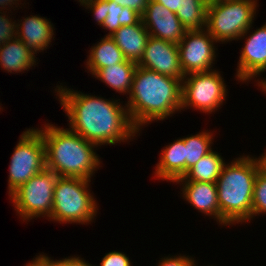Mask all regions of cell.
<instances>
[{
  "label": "cell",
  "mask_w": 266,
  "mask_h": 266,
  "mask_svg": "<svg viewBox=\"0 0 266 266\" xmlns=\"http://www.w3.org/2000/svg\"><path fill=\"white\" fill-rule=\"evenodd\" d=\"M19 2L23 5V7L25 6V2L21 3V0H0V11H11V9H14L15 11V8H18V5H20Z\"/></svg>",
  "instance_id": "d6a6232c"
},
{
  "label": "cell",
  "mask_w": 266,
  "mask_h": 266,
  "mask_svg": "<svg viewBox=\"0 0 266 266\" xmlns=\"http://www.w3.org/2000/svg\"><path fill=\"white\" fill-rule=\"evenodd\" d=\"M80 5L93 13L95 21L100 27L103 26L108 12L106 11L107 0H81Z\"/></svg>",
  "instance_id": "4316f807"
},
{
  "label": "cell",
  "mask_w": 266,
  "mask_h": 266,
  "mask_svg": "<svg viewBox=\"0 0 266 266\" xmlns=\"http://www.w3.org/2000/svg\"><path fill=\"white\" fill-rule=\"evenodd\" d=\"M175 12L186 30H202L206 27V0H155Z\"/></svg>",
  "instance_id": "d6986e66"
},
{
  "label": "cell",
  "mask_w": 266,
  "mask_h": 266,
  "mask_svg": "<svg viewBox=\"0 0 266 266\" xmlns=\"http://www.w3.org/2000/svg\"><path fill=\"white\" fill-rule=\"evenodd\" d=\"M61 84H57L54 92L66 112L72 132L98 147L136 138L139 131L133 126L127 107L120 103V99L85 94Z\"/></svg>",
  "instance_id": "6da1fadb"
},
{
  "label": "cell",
  "mask_w": 266,
  "mask_h": 266,
  "mask_svg": "<svg viewBox=\"0 0 266 266\" xmlns=\"http://www.w3.org/2000/svg\"><path fill=\"white\" fill-rule=\"evenodd\" d=\"M266 214V174L259 171L253 191L252 220L255 216Z\"/></svg>",
  "instance_id": "d4e9b609"
},
{
  "label": "cell",
  "mask_w": 266,
  "mask_h": 266,
  "mask_svg": "<svg viewBox=\"0 0 266 266\" xmlns=\"http://www.w3.org/2000/svg\"><path fill=\"white\" fill-rule=\"evenodd\" d=\"M215 137L210 130H203L195 135L184 136L185 145V174L202 157L211 152L213 140Z\"/></svg>",
  "instance_id": "603a6c76"
},
{
  "label": "cell",
  "mask_w": 266,
  "mask_h": 266,
  "mask_svg": "<svg viewBox=\"0 0 266 266\" xmlns=\"http://www.w3.org/2000/svg\"><path fill=\"white\" fill-rule=\"evenodd\" d=\"M182 81L137 66L126 105L133 126L139 131L149 123L167 120L181 112Z\"/></svg>",
  "instance_id": "7a4b0ae2"
},
{
  "label": "cell",
  "mask_w": 266,
  "mask_h": 266,
  "mask_svg": "<svg viewBox=\"0 0 266 266\" xmlns=\"http://www.w3.org/2000/svg\"><path fill=\"white\" fill-rule=\"evenodd\" d=\"M218 43L206 29L187 30L178 44V53L184 75L213 70Z\"/></svg>",
  "instance_id": "30bf717a"
},
{
  "label": "cell",
  "mask_w": 266,
  "mask_h": 266,
  "mask_svg": "<svg viewBox=\"0 0 266 266\" xmlns=\"http://www.w3.org/2000/svg\"><path fill=\"white\" fill-rule=\"evenodd\" d=\"M6 13L7 11H0V46L17 38V22Z\"/></svg>",
  "instance_id": "484cf974"
},
{
  "label": "cell",
  "mask_w": 266,
  "mask_h": 266,
  "mask_svg": "<svg viewBox=\"0 0 266 266\" xmlns=\"http://www.w3.org/2000/svg\"><path fill=\"white\" fill-rule=\"evenodd\" d=\"M23 18L17 23L18 39L23 41L36 55L52 45L51 40L55 38V28L49 19L39 15H30Z\"/></svg>",
  "instance_id": "5bb4252c"
},
{
  "label": "cell",
  "mask_w": 266,
  "mask_h": 266,
  "mask_svg": "<svg viewBox=\"0 0 266 266\" xmlns=\"http://www.w3.org/2000/svg\"><path fill=\"white\" fill-rule=\"evenodd\" d=\"M256 157L241 155L225 163L216 181L219 225L230 226L252 220L254 183L259 172Z\"/></svg>",
  "instance_id": "277c9868"
},
{
  "label": "cell",
  "mask_w": 266,
  "mask_h": 266,
  "mask_svg": "<svg viewBox=\"0 0 266 266\" xmlns=\"http://www.w3.org/2000/svg\"><path fill=\"white\" fill-rule=\"evenodd\" d=\"M258 0H218L208 3L205 29L221 44L239 37L253 24Z\"/></svg>",
  "instance_id": "8992f818"
},
{
  "label": "cell",
  "mask_w": 266,
  "mask_h": 266,
  "mask_svg": "<svg viewBox=\"0 0 266 266\" xmlns=\"http://www.w3.org/2000/svg\"><path fill=\"white\" fill-rule=\"evenodd\" d=\"M256 159L259 165V170L266 174V150L264 153H262L261 156Z\"/></svg>",
  "instance_id": "836d02e7"
},
{
  "label": "cell",
  "mask_w": 266,
  "mask_h": 266,
  "mask_svg": "<svg viewBox=\"0 0 266 266\" xmlns=\"http://www.w3.org/2000/svg\"><path fill=\"white\" fill-rule=\"evenodd\" d=\"M137 66L181 81L185 76L179 60L178 44L151 36Z\"/></svg>",
  "instance_id": "7c38bea8"
},
{
  "label": "cell",
  "mask_w": 266,
  "mask_h": 266,
  "mask_svg": "<svg viewBox=\"0 0 266 266\" xmlns=\"http://www.w3.org/2000/svg\"><path fill=\"white\" fill-rule=\"evenodd\" d=\"M136 68L137 63L126 60L122 63L101 68L93 76L104 82L112 90L123 93V95H129Z\"/></svg>",
  "instance_id": "44dd1931"
},
{
  "label": "cell",
  "mask_w": 266,
  "mask_h": 266,
  "mask_svg": "<svg viewBox=\"0 0 266 266\" xmlns=\"http://www.w3.org/2000/svg\"><path fill=\"white\" fill-rule=\"evenodd\" d=\"M85 68L94 75L99 69L122 63L127 59L110 36H104L88 52Z\"/></svg>",
  "instance_id": "ffe728a7"
},
{
  "label": "cell",
  "mask_w": 266,
  "mask_h": 266,
  "mask_svg": "<svg viewBox=\"0 0 266 266\" xmlns=\"http://www.w3.org/2000/svg\"><path fill=\"white\" fill-rule=\"evenodd\" d=\"M180 184L183 199L205 216L219 223V204L216 183L174 182Z\"/></svg>",
  "instance_id": "9a60e30c"
},
{
  "label": "cell",
  "mask_w": 266,
  "mask_h": 266,
  "mask_svg": "<svg viewBox=\"0 0 266 266\" xmlns=\"http://www.w3.org/2000/svg\"><path fill=\"white\" fill-rule=\"evenodd\" d=\"M99 266H132L129 256L123 252L111 251L105 253Z\"/></svg>",
  "instance_id": "83f0119b"
},
{
  "label": "cell",
  "mask_w": 266,
  "mask_h": 266,
  "mask_svg": "<svg viewBox=\"0 0 266 266\" xmlns=\"http://www.w3.org/2000/svg\"><path fill=\"white\" fill-rule=\"evenodd\" d=\"M214 1H218V0H207L208 3L214 2Z\"/></svg>",
  "instance_id": "d590c367"
},
{
  "label": "cell",
  "mask_w": 266,
  "mask_h": 266,
  "mask_svg": "<svg viewBox=\"0 0 266 266\" xmlns=\"http://www.w3.org/2000/svg\"><path fill=\"white\" fill-rule=\"evenodd\" d=\"M36 56L20 39L9 40L0 46V68L8 73H24L38 64Z\"/></svg>",
  "instance_id": "ac0fdd59"
},
{
  "label": "cell",
  "mask_w": 266,
  "mask_h": 266,
  "mask_svg": "<svg viewBox=\"0 0 266 266\" xmlns=\"http://www.w3.org/2000/svg\"><path fill=\"white\" fill-rule=\"evenodd\" d=\"M142 21L151 37L175 44H179L187 31L175 12L155 0H149Z\"/></svg>",
  "instance_id": "4fadbf2b"
},
{
  "label": "cell",
  "mask_w": 266,
  "mask_h": 266,
  "mask_svg": "<svg viewBox=\"0 0 266 266\" xmlns=\"http://www.w3.org/2000/svg\"><path fill=\"white\" fill-rule=\"evenodd\" d=\"M58 177L54 171L45 168L9 196L14 210L23 222H29L40 216L46 218L51 216L54 188Z\"/></svg>",
  "instance_id": "ba28073f"
},
{
  "label": "cell",
  "mask_w": 266,
  "mask_h": 266,
  "mask_svg": "<svg viewBox=\"0 0 266 266\" xmlns=\"http://www.w3.org/2000/svg\"><path fill=\"white\" fill-rule=\"evenodd\" d=\"M158 261V266H192V264L196 261L193 257L189 255H179L175 254L174 256H164V258H160Z\"/></svg>",
  "instance_id": "f1b7e54d"
},
{
  "label": "cell",
  "mask_w": 266,
  "mask_h": 266,
  "mask_svg": "<svg viewBox=\"0 0 266 266\" xmlns=\"http://www.w3.org/2000/svg\"><path fill=\"white\" fill-rule=\"evenodd\" d=\"M30 263H26L25 266H57V259H51L52 257H48L45 253L36 255Z\"/></svg>",
  "instance_id": "4dcf8cb0"
},
{
  "label": "cell",
  "mask_w": 266,
  "mask_h": 266,
  "mask_svg": "<svg viewBox=\"0 0 266 266\" xmlns=\"http://www.w3.org/2000/svg\"><path fill=\"white\" fill-rule=\"evenodd\" d=\"M259 79V83L255 84L258 85L257 87H260V89L262 90L261 92H264L266 94V79L264 78H258Z\"/></svg>",
  "instance_id": "e575fe53"
},
{
  "label": "cell",
  "mask_w": 266,
  "mask_h": 266,
  "mask_svg": "<svg viewBox=\"0 0 266 266\" xmlns=\"http://www.w3.org/2000/svg\"><path fill=\"white\" fill-rule=\"evenodd\" d=\"M57 266H94L88 261L84 260V258L77 256H70L63 258L61 260H57Z\"/></svg>",
  "instance_id": "1f68e13d"
},
{
  "label": "cell",
  "mask_w": 266,
  "mask_h": 266,
  "mask_svg": "<svg viewBox=\"0 0 266 266\" xmlns=\"http://www.w3.org/2000/svg\"><path fill=\"white\" fill-rule=\"evenodd\" d=\"M122 7H129L130 9L143 15L149 0H112Z\"/></svg>",
  "instance_id": "f546056e"
},
{
  "label": "cell",
  "mask_w": 266,
  "mask_h": 266,
  "mask_svg": "<svg viewBox=\"0 0 266 266\" xmlns=\"http://www.w3.org/2000/svg\"><path fill=\"white\" fill-rule=\"evenodd\" d=\"M91 180L77 177L57 178L49 221L59 224H91L99 206L90 190Z\"/></svg>",
  "instance_id": "5b68a950"
},
{
  "label": "cell",
  "mask_w": 266,
  "mask_h": 266,
  "mask_svg": "<svg viewBox=\"0 0 266 266\" xmlns=\"http://www.w3.org/2000/svg\"><path fill=\"white\" fill-rule=\"evenodd\" d=\"M106 11L108 15L102 26V29L109 31L106 36H111L121 26L134 25L142 19L138 12L129 7H122L112 0H107Z\"/></svg>",
  "instance_id": "cb8c5ba5"
},
{
  "label": "cell",
  "mask_w": 266,
  "mask_h": 266,
  "mask_svg": "<svg viewBox=\"0 0 266 266\" xmlns=\"http://www.w3.org/2000/svg\"><path fill=\"white\" fill-rule=\"evenodd\" d=\"M224 82L216 68L185 75L182 80L181 110L193 108L205 114L216 112L227 99L228 89Z\"/></svg>",
  "instance_id": "52a82bcc"
},
{
  "label": "cell",
  "mask_w": 266,
  "mask_h": 266,
  "mask_svg": "<svg viewBox=\"0 0 266 266\" xmlns=\"http://www.w3.org/2000/svg\"><path fill=\"white\" fill-rule=\"evenodd\" d=\"M196 262H197V261H195V262L192 264V266H198ZM211 266H212V265H211Z\"/></svg>",
  "instance_id": "8d00e7d4"
},
{
  "label": "cell",
  "mask_w": 266,
  "mask_h": 266,
  "mask_svg": "<svg viewBox=\"0 0 266 266\" xmlns=\"http://www.w3.org/2000/svg\"><path fill=\"white\" fill-rule=\"evenodd\" d=\"M225 163L222 156L212 150L191 167L182 178L175 182L216 183Z\"/></svg>",
  "instance_id": "7402d4cb"
},
{
  "label": "cell",
  "mask_w": 266,
  "mask_h": 266,
  "mask_svg": "<svg viewBox=\"0 0 266 266\" xmlns=\"http://www.w3.org/2000/svg\"><path fill=\"white\" fill-rule=\"evenodd\" d=\"M127 60L138 63L150 37L142 19L134 25L121 26L110 36Z\"/></svg>",
  "instance_id": "e0dca14e"
},
{
  "label": "cell",
  "mask_w": 266,
  "mask_h": 266,
  "mask_svg": "<svg viewBox=\"0 0 266 266\" xmlns=\"http://www.w3.org/2000/svg\"><path fill=\"white\" fill-rule=\"evenodd\" d=\"M154 177L158 180L175 182L185 175L184 138H178L161 149Z\"/></svg>",
  "instance_id": "2e32d148"
},
{
  "label": "cell",
  "mask_w": 266,
  "mask_h": 266,
  "mask_svg": "<svg viewBox=\"0 0 266 266\" xmlns=\"http://www.w3.org/2000/svg\"><path fill=\"white\" fill-rule=\"evenodd\" d=\"M46 168L45 143L36 128L23 131L9 163L8 195Z\"/></svg>",
  "instance_id": "9c48e42d"
},
{
  "label": "cell",
  "mask_w": 266,
  "mask_h": 266,
  "mask_svg": "<svg viewBox=\"0 0 266 266\" xmlns=\"http://www.w3.org/2000/svg\"><path fill=\"white\" fill-rule=\"evenodd\" d=\"M251 26L238 40L245 39L244 47L240 49L237 63L236 80L242 84L254 80L259 83L261 73L266 71V22L260 28L250 31ZM247 36V37H246Z\"/></svg>",
  "instance_id": "8fae6325"
},
{
  "label": "cell",
  "mask_w": 266,
  "mask_h": 266,
  "mask_svg": "<svg viewBox=\"0 0 266 266\" xmlns=\"http://www.w3.org/2000/svg\"><path fill=\"white\" fill-rule=\"evenodd\" d=\"M43 125L44 127L36 129L45 143L46 168L61 177L91 180L102 163L95 152L98 146L69 128L49 122Z\"/></svg>",
  "instance_id": "3957f363"
}]
</instances>
